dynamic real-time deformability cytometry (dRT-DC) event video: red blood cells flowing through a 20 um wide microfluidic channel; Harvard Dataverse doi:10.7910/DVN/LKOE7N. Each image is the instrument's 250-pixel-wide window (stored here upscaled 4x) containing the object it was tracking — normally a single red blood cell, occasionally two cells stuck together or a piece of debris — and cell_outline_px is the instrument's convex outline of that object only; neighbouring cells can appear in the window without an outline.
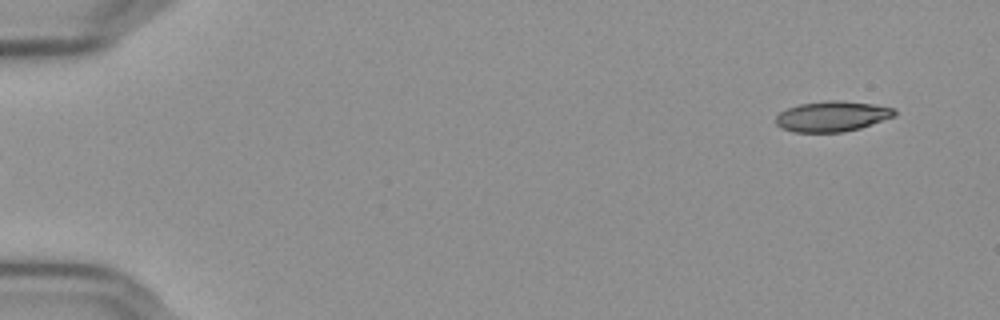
{"species": "Egyptian fruit bat (a non-hibernating species)", "species_latin": "Rousettus aegyptiacus", "temperature_condition": "cold", "stored_images_in_passage": 6, "camera_frame_rate_fps": 3000, "um_per_image_px": 0.085, "frame": {"image": 1, "passage_image": 1, "time_ms": 0.0, "image_size_px": [1000, 320], "cell_outline_px": [[896, 116], [860, 128], [844, 132], [792, 132], [780, 128], [776, 124], [776, 116], [780, 112], [788, 108], [800, 104], [828, 100], [840, 100], [872, 104], [896, 108]], "centroid_in_image_um": [70.74, 9.89], "position_along_channel_um": 14.3, "area_um2": 21.15}}
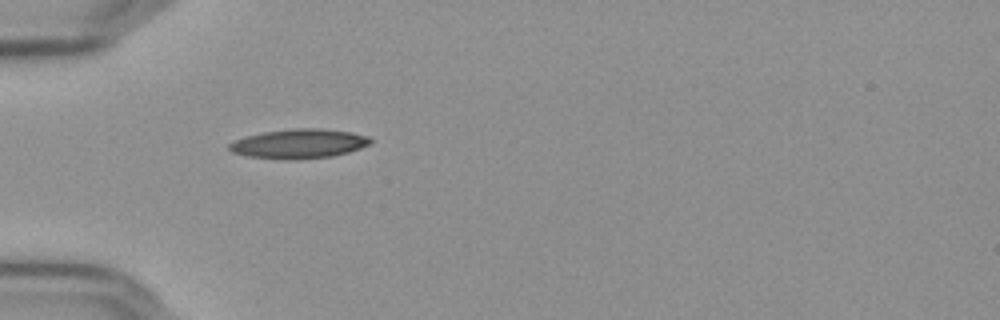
{"frame": {"image": 2, "passage_image": 5, "time_ms": 1.333, "image_size_px": [1000, 320], "cell_outline_px": [[372, 140], [368, 144], [360, 148], [348, 152], [332, 156], [296, 160], [284, 160], [248, 156], [232, 152], [228, 148], [228, 144], [236, 140], [248, 136], [264, 132], [296, 128], [320, 128], [352, 132], [368, 136]], "centroid_in_image_um": [25.42, 12.22], "position_along_channel_um": 59.6, "area_um2": 24.1}}
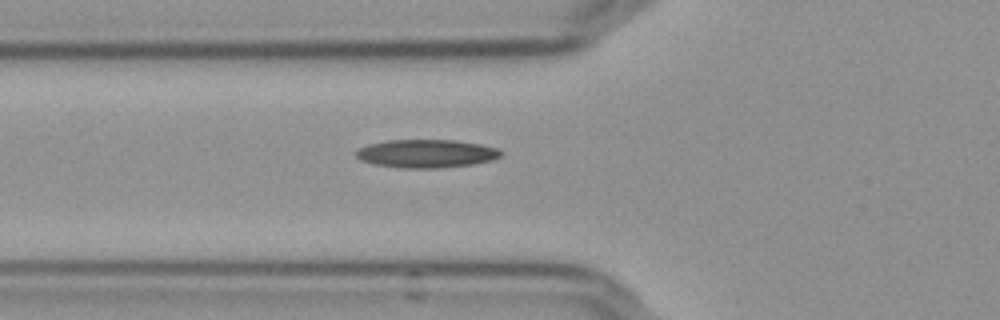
{"frame": {"image": 3, "passage_image": 6, "time_ms": 1.667, "image_size_px": [1000, 320], "cell_outline_px": [[504, 152], [500, 156], [492, 160], [472, 164], [440, 168], [400, 168], [372, 164], [360, 160], [356, 156], [356, 148], [368, 144], [388, 140], [456, 140], [480, 144], [500, 148]], "centroid_in_image_um": [36.23, 13.05], "position_along_channel_um": 89.6, "area_um2": 24.1}}